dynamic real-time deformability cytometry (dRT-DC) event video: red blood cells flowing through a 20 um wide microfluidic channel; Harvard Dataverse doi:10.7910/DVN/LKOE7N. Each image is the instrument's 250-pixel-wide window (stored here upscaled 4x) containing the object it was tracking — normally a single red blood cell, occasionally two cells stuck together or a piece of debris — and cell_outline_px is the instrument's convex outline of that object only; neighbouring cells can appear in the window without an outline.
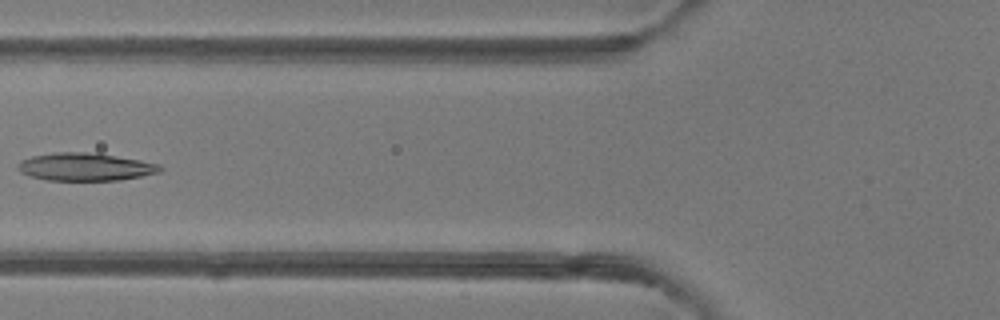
{"species": "common noctule bat (a hibernating species)", "species_latin": "Nyctalus noctula", "temperature_condition": "room temperature", "stored_images_in_passage": 6, "camera_frame_rate_fps": 3000, "um_per_image_px": 0.085, "animal": {"sex": "female"}, "frame": {"image": 1, "passage_image": 5, "time_ms": 5.0, "image_size_px": [1000, 320], "cell_outline_px": [[164, 168], [160, 172], [120, 180], [44, 180], [20, 172], [16, 168], [16, 164], [20, 160], [32, 156], [56, 152], [84, 152], [140, 160], [160, 164]], "centroid_in_image_um": [7.21, 14.19], "position_along_channel_um": 118.6, "area_um2": 22.89}}
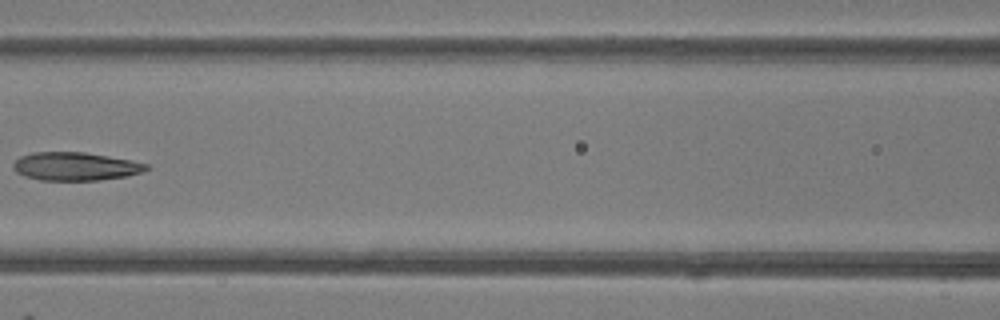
{"frame": {"image": 2, "passage_image": 6, "time_ms": 6.0, "image_size_px": [1000, 320], "cell_outline_px": [[148, 168], [140, 172], [128, 176], [100, 180], [40, 180], [24, 176], [16, 172], [12, 168], [12, 164], [20, 156], [32, 152], [84, 152], [108, 156], [148, 164]], "centroid_in_image_um": [6.35, 14.14], "position_along_channel_um": 160.2, "area_um2": 21.85}}